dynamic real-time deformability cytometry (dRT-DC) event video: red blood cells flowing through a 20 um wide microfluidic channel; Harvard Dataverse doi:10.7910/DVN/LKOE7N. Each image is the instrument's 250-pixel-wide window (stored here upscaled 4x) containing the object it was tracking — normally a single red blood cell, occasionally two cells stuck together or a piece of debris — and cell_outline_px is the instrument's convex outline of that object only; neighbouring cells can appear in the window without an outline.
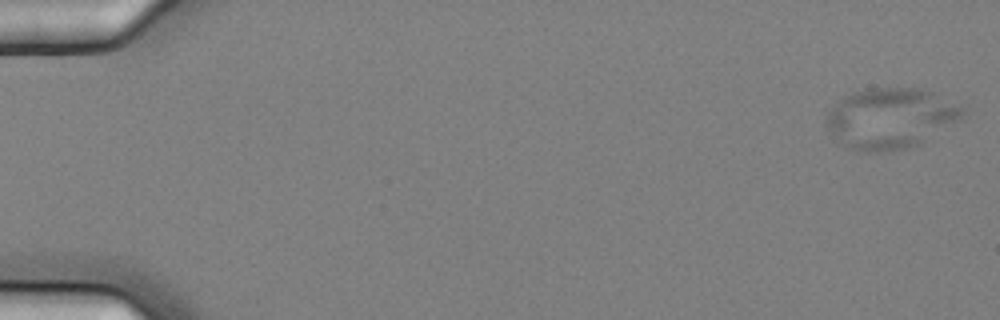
{"species": "common noctule bat (a hibernating species)", "species_latin": "Nyctalus noctula", "temperature_condition": "cold", "stored_images_in_passage": 7, "camera_frame_rate_fps": 3000, "um_per_image_px": 0.085, "animal": {"sex": "female", "body_mass_g": 25.1}, "frame": {"image": 1, "passage_image": 1, "time_ms": 0.0, "image_size_px": [1000, 320], "cell_outline_px": [[968, 104], [964, 112], [956, 120], [920, 144], [908, 148], [884, 152], [868, 152], [844, 148], [828, 128], [824, 120], [828, 112], [844, 96], [852, 92], [876, 88], [920, 88]], "centroid_in_image_um": [75.71, 10.05], "position_along_channel_um": 9.3, "area_um2": 48.26}}